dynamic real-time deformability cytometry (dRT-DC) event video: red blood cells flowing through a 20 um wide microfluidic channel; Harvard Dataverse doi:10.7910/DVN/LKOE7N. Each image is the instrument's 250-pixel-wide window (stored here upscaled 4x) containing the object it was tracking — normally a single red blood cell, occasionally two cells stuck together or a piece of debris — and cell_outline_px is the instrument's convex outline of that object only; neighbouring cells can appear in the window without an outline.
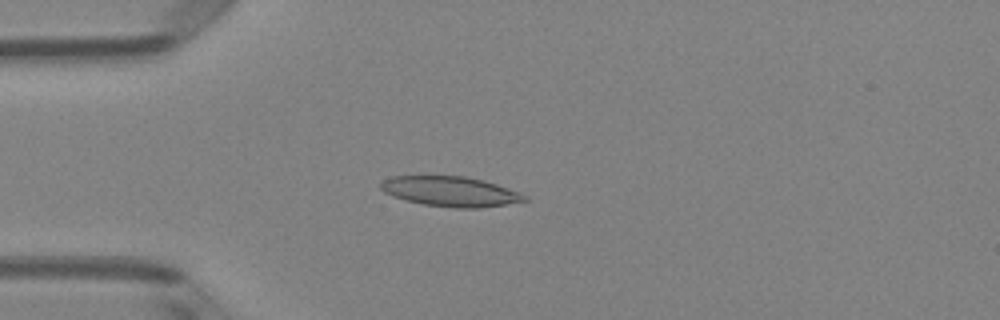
{"species": "Egyptian fruit bat (a non-hibernating species)", "species_latin": "Rousettus aegyptiacus", "temperature_condition": "room temperature", "stored_images_in_passage": 4, "camera_frame_rate_fps": 3000, "um_per_image_px": 0.085, "animal": {"sex": "female"}, "frame": {"image": 1, "passage_image": 4, "time_ms": 1.0, "image_size_px": [1000, 320], "cell_outline_px": [[528, 200], [480, 208], [456, 208], [424, 204], [392, 196], [384, 192], [380, 188], [380, 184], [384, 180], [392, 176], [464, 176], [496, 184], [520, 192], [528, 196]], "centroid_in_image_um": [38.29, 16.27], "position_along_channel_um": 46.7, "area_um2": 24.85}}